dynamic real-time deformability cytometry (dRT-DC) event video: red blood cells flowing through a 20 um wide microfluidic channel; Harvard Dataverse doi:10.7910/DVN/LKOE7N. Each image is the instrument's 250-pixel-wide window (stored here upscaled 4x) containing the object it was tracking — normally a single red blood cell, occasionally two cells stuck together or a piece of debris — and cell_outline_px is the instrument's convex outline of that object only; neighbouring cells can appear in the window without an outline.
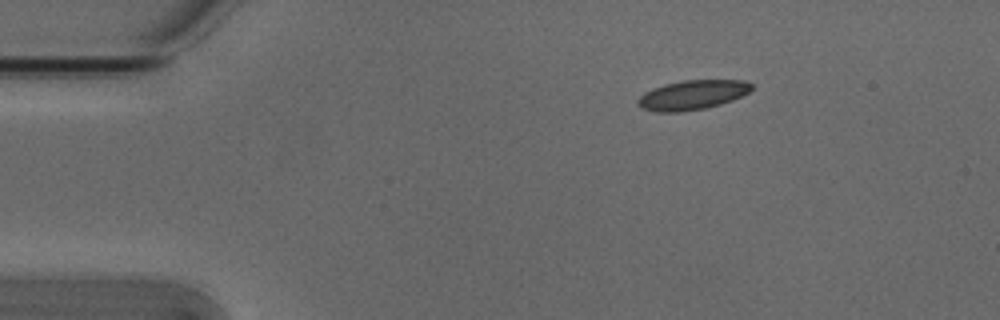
{"species": "Egyptian fruit bat (a non-hibernating species)", "species_latin": "Rousettus aegyptiacus", "temperature_condition": "cold", "stored_images_in_passage": 46, "camera_frame_rate_fps": 3000, "um_per_image_px": 0.085, "animal": {"sex": "male"}, "frame": {"image": 1, "passage_image": 1, "time_ms": 0.0, "image_size_px": [1000, 320], "cell_outline_px": [[752, 88], [748, 92], [732, 100], [720, 104], [704, 108], [680, 112], [656, 112], [640, 108], [636, 104], [636, 100], [644, 92], [652, 88], [664, 84], [684, 80], [744, 80], [752, 84]], "centroid_in_image_um": [58.79, 8.07], "position_along_channel_um": 26.2, "area_um2": 19.59}}
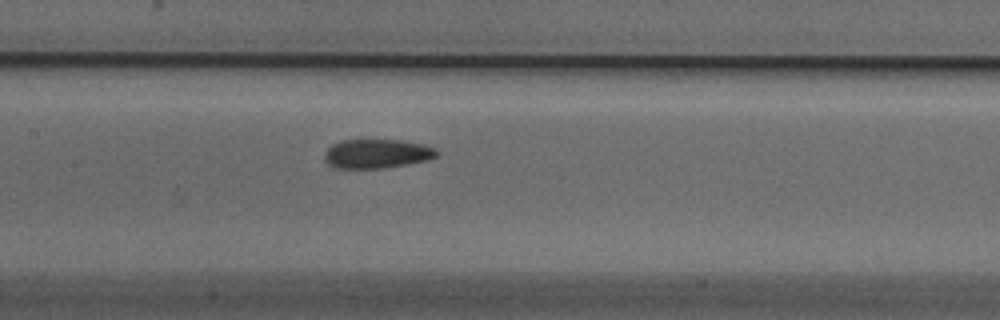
{"frame": {"image": 2, "passage_image": 18, "time_ms": 5.667, "image_size_px": [1000, 320], "cell_outline_px": [[440, 152], [436, 156], [428, 160], [408, 164], [384, 168], [336, 168], [328, 164], [324, 160], [324, 152], [332, 144], [340, 140], [400, 140], [424, 144], [436, 148]], "centroid_in_image_um": [32.04, 13.06], "position_along_channel_um": 175.4, "area_um2": 19.25}}
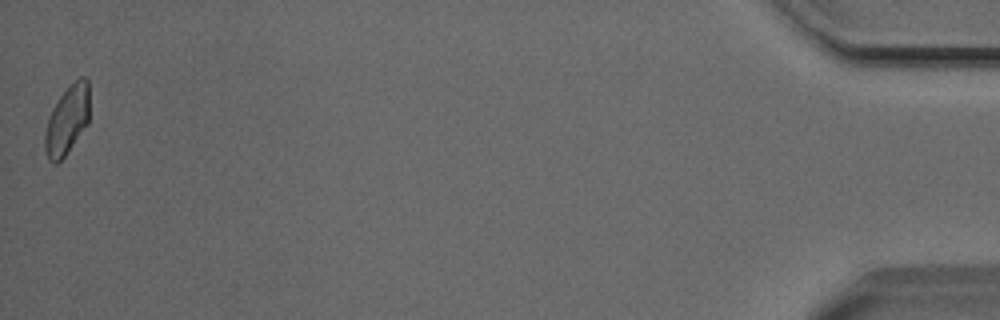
{"frame": {"image": 3, "passage_image": 46, "time_ms": 15.0, "image_size_px": [1000, 320], "cell_outline_px": [[88, 124], [64, 156], [56, 164], [52, 164], [48, 160], [44, 148], [44, 132], [48, 116], [52, 108], [60, 96], [80, 76], [84, 76], [88, 80]], "centroid_in_image_um": [5.67, 10.24], "position_along_channel_um": 429.5, "area_um2": 17.8}, "authors_computed_cell_mechanics": {"area_um2": 19.2474, "velocity_mm_per_s": 3.7911, "shape_relaxation_time_tau1_ms": null, "shape_relaxation_time_tau2_ms": 3.2822, "deformation_change_tau1": null, "deformation_change_tau2": 0.0825}}